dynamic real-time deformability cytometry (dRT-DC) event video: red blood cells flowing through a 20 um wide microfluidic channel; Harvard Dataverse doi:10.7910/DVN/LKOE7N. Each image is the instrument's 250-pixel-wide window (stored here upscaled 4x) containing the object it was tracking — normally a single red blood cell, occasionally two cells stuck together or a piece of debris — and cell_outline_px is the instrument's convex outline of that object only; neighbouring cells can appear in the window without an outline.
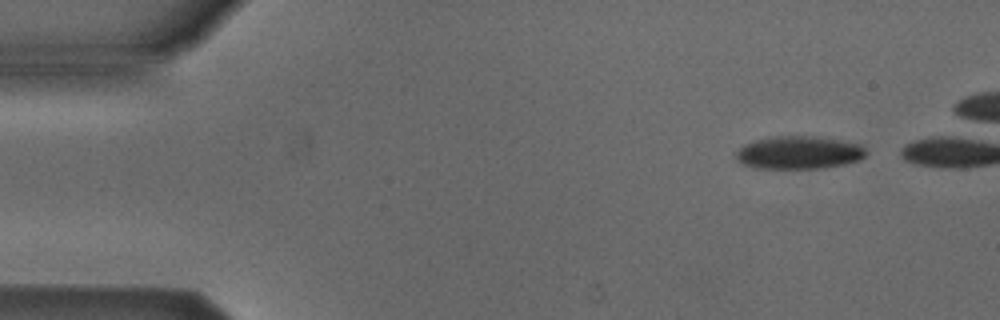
{"species": "Egyptian fruit bat (a non-hibernating species)", "species_latin": "Rousettus aegyptiacus", "temperature_condition": "cold", "stored_images_in_passage": 3, "camera_frame_rate_fps": 3000, "um_per_image_px": 0.085, "animal": {"sex": "male"}, "frame": {"image": 1, "passage_image": 1, "time_ms": 0.0, "image_size_px": [1000, 320], "cell_outline_px": [[868, 152], [860, 160], [844, 164], [824, 168], [760, 168], [744, 164], [736, 156], [736, 152], [744, 144], [756, 140], [776, 136], [812, 136], [840, 140], [860, 144]], "centroid_in_image_um": [67.95, 12.96], "position_along_channel_um": 17.0, "area_um2": 24.68}}